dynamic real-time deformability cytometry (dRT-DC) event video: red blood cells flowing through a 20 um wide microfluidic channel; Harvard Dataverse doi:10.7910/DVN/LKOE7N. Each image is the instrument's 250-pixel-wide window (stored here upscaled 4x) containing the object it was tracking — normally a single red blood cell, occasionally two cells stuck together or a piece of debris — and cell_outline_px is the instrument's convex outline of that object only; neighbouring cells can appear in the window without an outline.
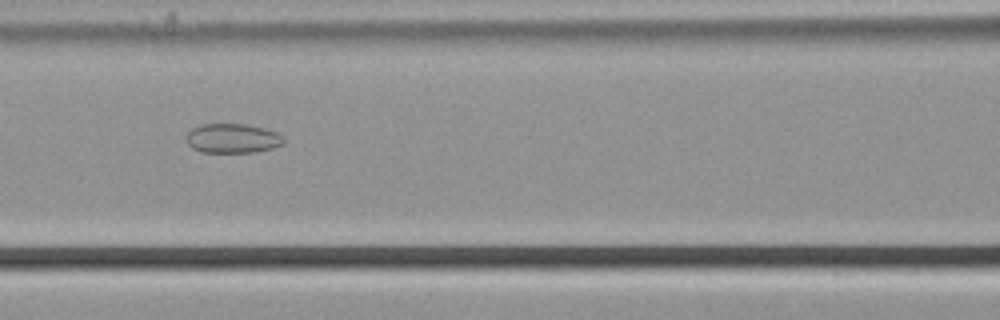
{"species": "common noctule bat (a hibernating species)", "species_latin": "Nyctalus noctula", "temperature_condition": "cold", "stored_images_in_passage": 52, "camera_frame_rate_fps": 3000, "um_per_image_px": 0.085, "animal": {"sex": "male", "body_mass_g": 21.5, "forearm_length_mm": 52.0}, "frame": {"image": 1, "passage_image": 22, "time_ms": 7.0, "image_size_px": [1000, 320], "cell_outline_px": [[284, 144], [272, 148], [256, 152], [200, 152], [192, 148], [184, 140], [184, 136], [192, 128], [200, 124], [248, 124], [264, 128], [276, 132], [284, 136]], "centroid_in_image_um": [19.74, 11.76], "position_along_channel_um": 146.9, "area_um2": 16.99}}
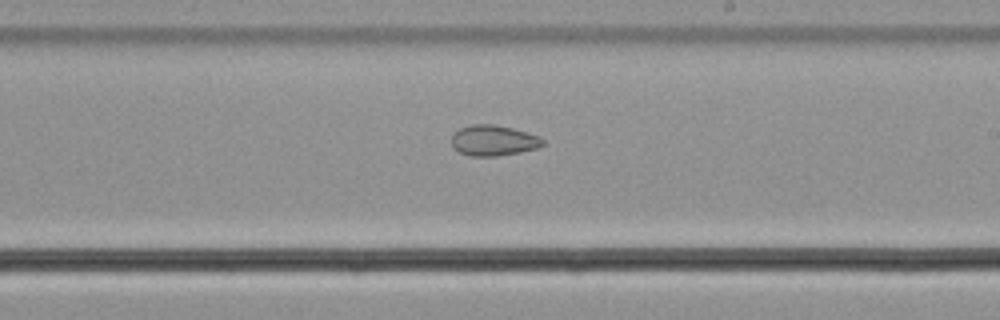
{"frame": {"image": 2, "passage_image": 30, "time_ms": 9.667, "image_size_px": [1000, 320], "cell_outline_px": [[544, 144], [536, 148], [520, 152], [496, 156], [468, 156], [460, 152], [452, 144], [452, 132], [460, 128], [472, 124], [492, 124], [512, 128], [540, 136], [544, 140]], "centroid_in_image_um": [41.94, 11.93], "position_along_channel_um": 247.1, "area_um2": 16.24}}
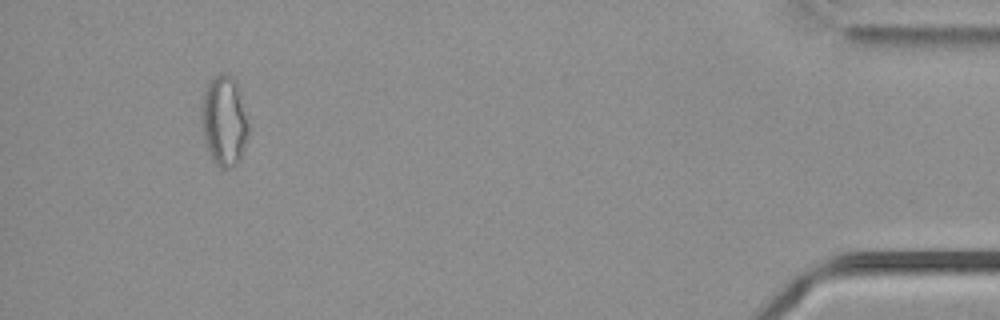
{"frame": {"image": 3, "passage_image": 49, "time_ms": 16.0, "image_size_px": [1000, 320], "cell_outline_px": [[248, 136], [240, 160], [232, 168], [220, 168], [212, 160], [208, 152], [204, 140], [200, 120], [200, 108], [204, 88], [212, 76], [220, 72], [228, 72], [236, 80], [240, 88], [248, 120]], "centroid_in_image_um": [19.03, 10.22], "position_along_channel_um": 416.2, "area_um2": 25.72}, "authors_computed_cell_mechanics": {"area_um2": 21.4727, "velocity_mm_per_s": 3.7698, "shape_relaxation_time_tau1_ms": null, "shape_relaxation_time_tau2_ms": 4.7785, "deformation_change_tau1": null, "deformation_change_tau2": 0.0922}}